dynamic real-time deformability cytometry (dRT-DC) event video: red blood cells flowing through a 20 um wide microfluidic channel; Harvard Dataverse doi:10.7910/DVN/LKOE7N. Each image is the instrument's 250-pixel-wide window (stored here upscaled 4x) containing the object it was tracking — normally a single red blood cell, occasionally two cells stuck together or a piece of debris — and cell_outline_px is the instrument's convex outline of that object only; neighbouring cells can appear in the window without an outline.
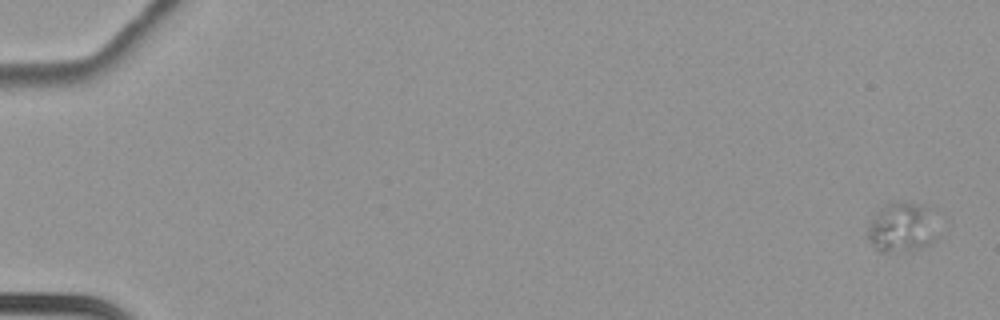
{"species": "common noctule bat (a hibernating species)", "species_latin": "Nyctalus noctula", "temperature_condition": "cold", "stored_images_in_passage": 67, "camera_frame_rate_fps": 3000, "um_per_image_px": 0.085, "animal": {"sex": "female", "body_mass_g": 22.7, "forearm_length_mm": 54.2}, "frame": {"image": 1, "passage_image": 1, "time_ms": 0.0, "image_size_px": [1000, 320], "cell_outline_px": [[936, 240], [920, 248], [908, 252], [880, 252], [868, 240], [868, 224], [872, 216], [880, 208], [888, 204], [904, 200], [920, 204], [928, 208], [936, 236]], "centroid_in_image_um": [76.6, 19.34], "position_along_channel_um": 8.4, "area_um2": 20.23}}
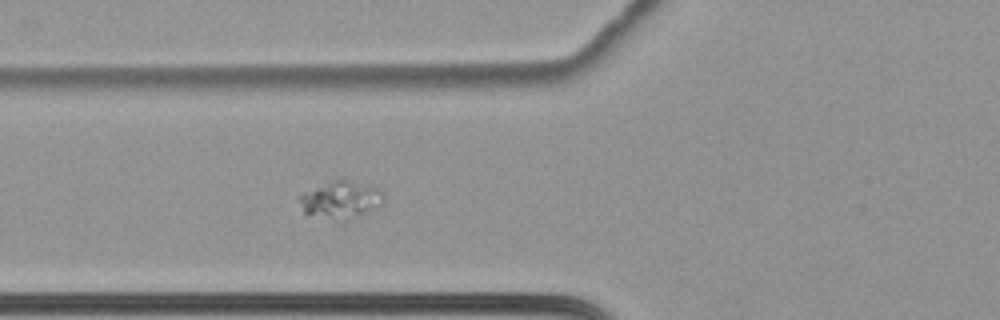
{"frame": {"image": 2, "passage_image": 29, "time_ms": 9.333, "image_size_px": [1000, 320], "cell_outline_px": [[384, 204], [380, 208], [348, 220], [344, 220], [304, 212], [296, 196], [304, 192], [332, 180], [344, 176], [380, 188], [384, 196]], "centroid_in_image_um": [29.06, 16.92], "position_along_channel_um": 96.7, "area_um2": 18.84}}
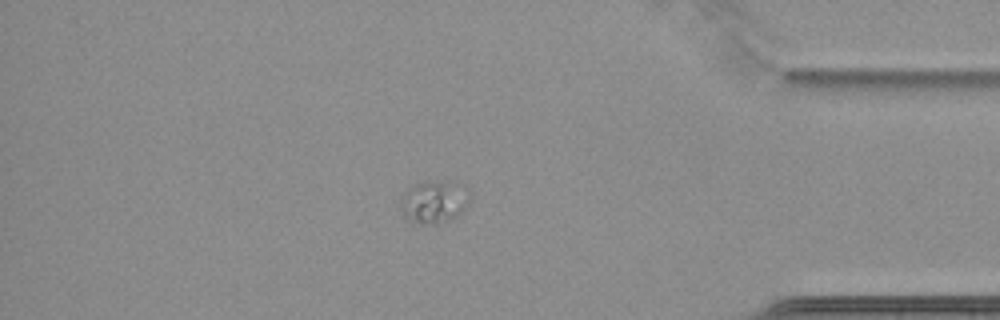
{"frame": {"image": 3, "passage_image": 58, "time_ms": 19.0, "image_size_px": [1000, 320], "cell_outline_px": [[472, 192], [464, 208], [456, 216], [448, 220], [436, 224], [420, 224], [408, 220], [404, 216], [400, 208], [400, 200], [404, 192], [408, 188], [424, 180], [456, 180], [468, 188]], "centroid_in_image_um": [36.9, 17.1], "position_along_channel_um": 398.3, "area_um2": 17.74}}